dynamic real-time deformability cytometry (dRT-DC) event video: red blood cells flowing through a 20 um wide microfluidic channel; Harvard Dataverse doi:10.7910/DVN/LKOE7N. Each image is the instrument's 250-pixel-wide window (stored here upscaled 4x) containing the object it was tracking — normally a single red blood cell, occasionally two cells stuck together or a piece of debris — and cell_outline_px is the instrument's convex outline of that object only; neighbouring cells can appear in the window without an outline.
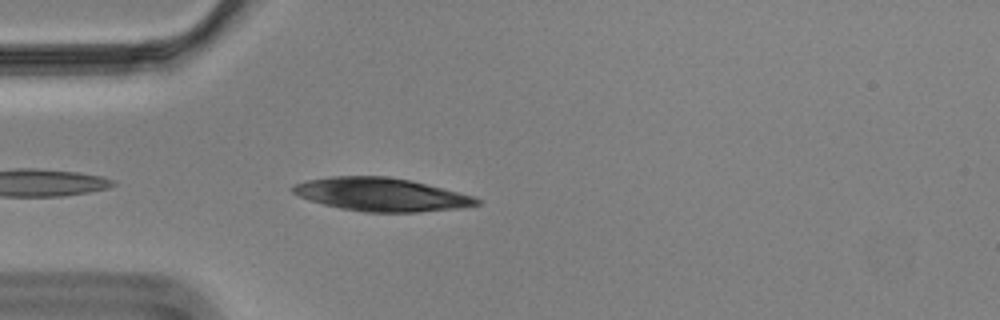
{"species": "Egyptian fruit bat (a non-hibernating species)", "species_latin": "Rousettus aegyptiacus", "temperature_condition": "cold", "stored_images_in_passage": 24, "camera_frame_rate_fps": 3000, "um_per_image_px": 0.085, "animal": {"sex": "male"}, "frame": {"image": 1, "passage_image": 1, "time_ms": 0.0, "image_size_px": [1000, 320], "cell_outline_px": [[480, 204], [460, 208], [420, 212], [364, 212], [340, 208], [308, 200], [292, 192], [288, 188], [292, 184], [304, 180], [332, 176], [388, 176], [408, 180], [476, 196], [480, 200]], "centroid_in_image_um": [32.36, 16.53], "position_along_channel_um": 52.6, "area_um2": 35.78}}
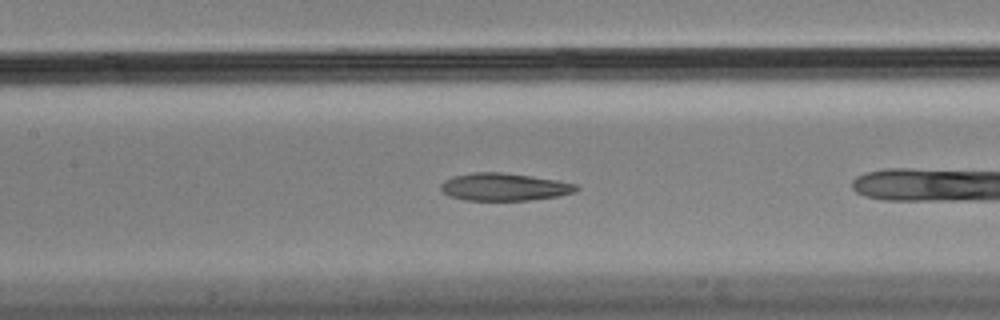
{"frame": {"image": 2, "passage_image": 8, "time_ms": 2.333, "image_size_px": [1000, 320], "cell_outline_px": [[580, 188], [572, 192], [560, 196], [532, 200], [464, 200], [448, 196], [440, 188], [440, 184], [444, 180], [452, 176], [476, 172], [500, 172], [532, 176], [556, 180], [576, 184]], "centroid_in_image_um": [42.83, 15.89], "position_along_channel_um": 164.6, "area_um2": 21.79}}
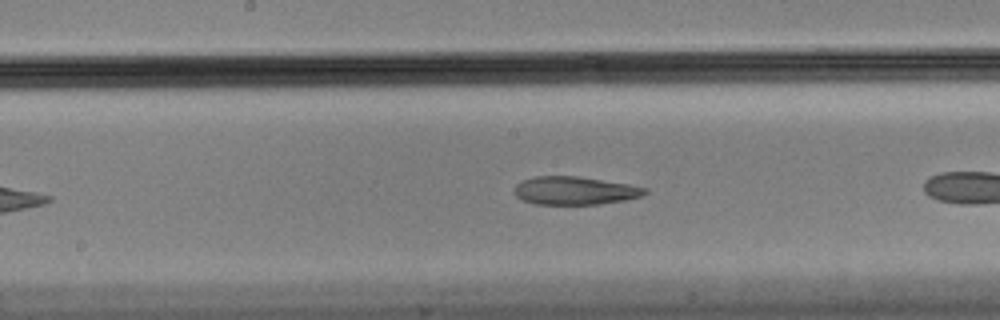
{"frame": {"image": 3, "passage_image": 11, "time_ms": 3.333, "image_size_px": [1000, 320], "cell_outline_px": [[648, 192], [644, 196], [624, 200], [600, 204], [536, 204], [524, 200], [516, 196], [516, 184], [524, 180], [536, 176], [576, 176], [628, 184], [648, 188]], "centroid_in_image_um": [48.91, 16.2], "position_along_channel_um": 199.3, "area_um2": 21.21}}